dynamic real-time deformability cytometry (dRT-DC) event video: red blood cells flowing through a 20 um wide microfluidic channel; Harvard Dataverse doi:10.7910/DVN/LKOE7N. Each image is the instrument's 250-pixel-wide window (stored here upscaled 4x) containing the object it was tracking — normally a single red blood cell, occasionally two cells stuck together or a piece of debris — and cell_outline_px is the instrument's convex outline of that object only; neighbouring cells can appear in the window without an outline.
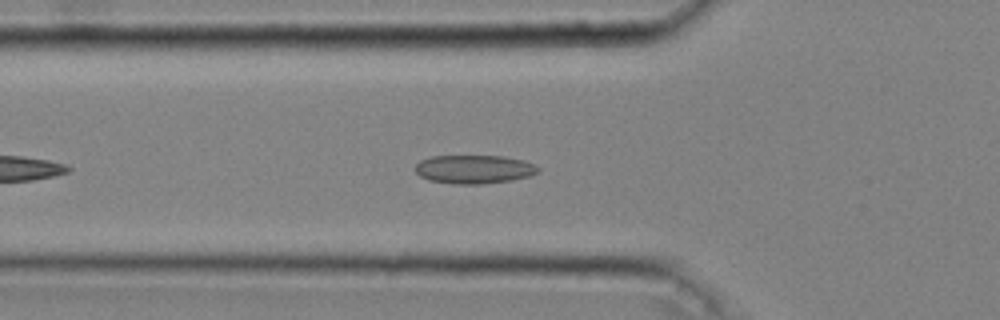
{"species": "common noctule bat (a hibernating species)", "species_latin": "Nyctalus noctula", "temperature_condition": "cold", "stored_images_in_passage": 36, "camera_frame_rate_fps": 3000, "um_per_image_px": 0.085, "animal": {"sex": "male", "body_mass_g": 20.4}, "frame": {"image": 1, "passage_image": 7, "time_ms": 2.0, "image_size_px": [1000, 320], "cell_outline_px": [[540, 172], [528, 176], [512, 180], [480, 184], [452, 184], [428, 180], [420, 176], [416, 172], [416, 164], [420, 160], [432, 156], [504, 156], [524, 160], [536, 164], [540, 168]], "centroid_in_image_um": [40.32, 14.38], "position_along_channel_um": 85.5, "area_um2": 20.63}}
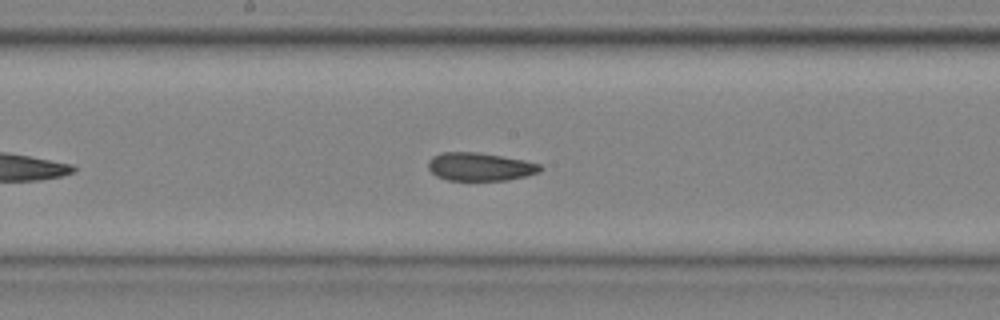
{"frame": {"image": 2, "passage_image": 16, "time_ms": 5.0, "image_size_px": [1000, 320], "cell_outline_px": [[544, 168], [540, 172], [508, 180], [448, 180], [436, 176], [428, 168], [428, 160], [432, 156], [440, 152], [480, 152], [524, 160], [540, 164]], "centroid_in_image_um": [40.79, 14.16], "position_along_channel_um": 207.4, "area_um2": 18.5}}
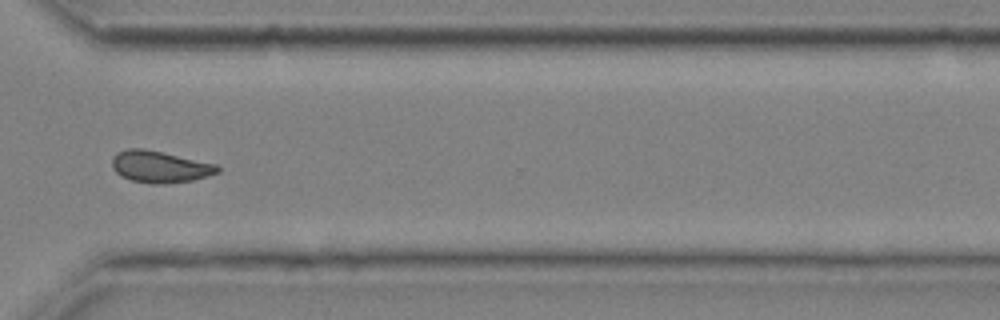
{"frame": {"image": 3, "passage_image": 27, "time_ms": 8.667, "image_size_px": [1000, 320], "cell_outline_px": [[220, 172], [208, 176], [192, 180], [156, 184], [152, 184], [132, 180], [120, 176], [112, 168], [112, 156], [116, 152], [128, 148], [144, 148], [216, 164], [220, 168]], "centroid_in_image_um": [13.55, 14.16], "position_along_channel_um": 357.0, "area_um2": 19.48}, "authors_computed_cell_mechanics": {"area_um2": 18.7561, "velocity_mm_per_s": 4.0594, "shape_relaxation_time_tau1_ms": null, "shape_relaxation_time_tau2_ms": 2.5066, "deformation_change_tau1": null, "deformation_change_tau2": 0.0924}}